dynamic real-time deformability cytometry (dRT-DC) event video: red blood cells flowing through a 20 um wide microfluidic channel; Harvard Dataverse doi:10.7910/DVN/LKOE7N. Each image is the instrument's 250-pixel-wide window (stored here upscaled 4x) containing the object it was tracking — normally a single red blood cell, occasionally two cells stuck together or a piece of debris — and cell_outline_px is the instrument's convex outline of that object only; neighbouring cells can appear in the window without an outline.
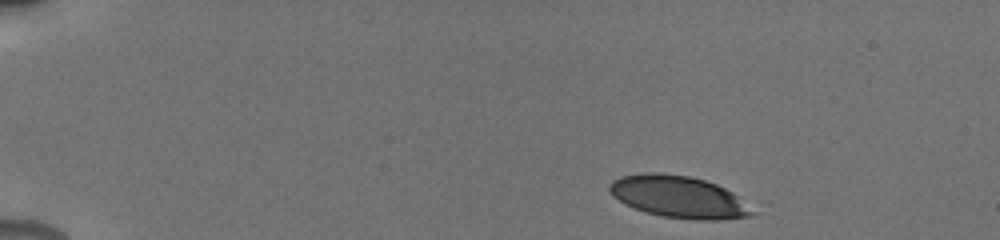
{"species": "human", "species_latin": "Homo sapiens", "temperature_condition": "cold", "stored_images_in_passage": 6, "camera_frame_rate_fps": 3000, "um_per_image_px": 0.085, "donor": {"sex": "male"}, "frame": {"image": 1, "passage_image": 1, "time_ms": 0.0, "image_size_px": [1000, 240], "cell_outline_px": [[756, 212], [748, 216], [720, 220], [696, 220], [664, 216], [648, 212], [624, 204], [612, 196], [608, 192], [608, 184], [612, 180], [620, 176], [644, 172], [660, 172], [688, 176], [704, 180], [716, 184], [732, 192]], "centroid_in_image_um": [57.63, 16.72], "position_along_channel_um": 27.4, "area_um2": 34.85}}
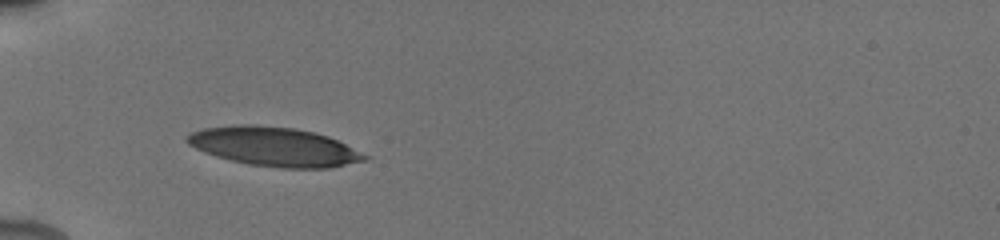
{"frame": {"image": 2, "passage_image": 5, "time_ms": 3.333, "image_size_px": [1000, 240], "cell_outline_px": [[372, 156], [368, 160], [328, 168], [280, 168], [248, 164], [216, 156], [204, 152], [188, 144], [184, 140], [184, 136], [192, 132], [204, 128], [232, 124], [256, 124], [296, 128], [328, 136]], "centroid_in_image_um": [23.32, 12.46], "position_along_channel_um": 61.7, "area_um2": 40.81}}